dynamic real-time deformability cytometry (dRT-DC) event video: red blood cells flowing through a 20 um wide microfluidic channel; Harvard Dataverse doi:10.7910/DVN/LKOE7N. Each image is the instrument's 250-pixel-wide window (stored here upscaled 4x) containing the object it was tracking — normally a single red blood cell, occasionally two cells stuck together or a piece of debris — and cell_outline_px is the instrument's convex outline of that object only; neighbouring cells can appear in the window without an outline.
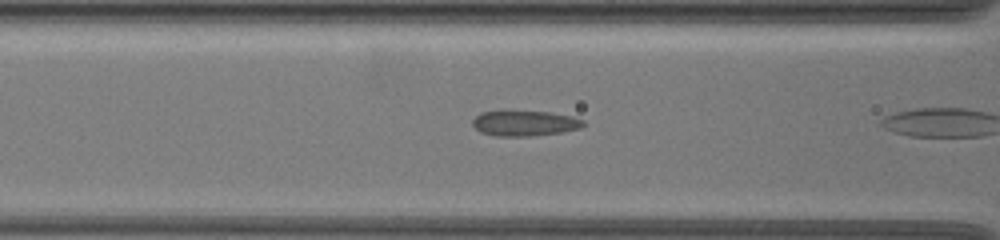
{"species": "common noctule bat (a hibernating species)", "species_latin": "Nyctalus noctula", "temperature_condition": "warm", "stored_images_in_passage": 7, "camera_frame_rate_fps": 3000, "um_per_image_px": 0.085, "animal": {"sex": "female", "body_mass_g": 19.5, "forearm_length_mm": 54.1}, "frame": {"image": 1, "passage_image": 6, "time_ms": 1.667, "image_size_px": [1000, 240], "cell_outline_px": [[584, 124], [580, 128], [564, 132], [532, 136], [492, 136], [480, 132], [472, 124], [472, 120], [480, 112], [504, 108], [552, 112], [572, 116], [584, 120]], "centroid_in_image_um": [44.55, 10.43], "position_along_channel_um": 122.1, "area_um2": 17.34}}